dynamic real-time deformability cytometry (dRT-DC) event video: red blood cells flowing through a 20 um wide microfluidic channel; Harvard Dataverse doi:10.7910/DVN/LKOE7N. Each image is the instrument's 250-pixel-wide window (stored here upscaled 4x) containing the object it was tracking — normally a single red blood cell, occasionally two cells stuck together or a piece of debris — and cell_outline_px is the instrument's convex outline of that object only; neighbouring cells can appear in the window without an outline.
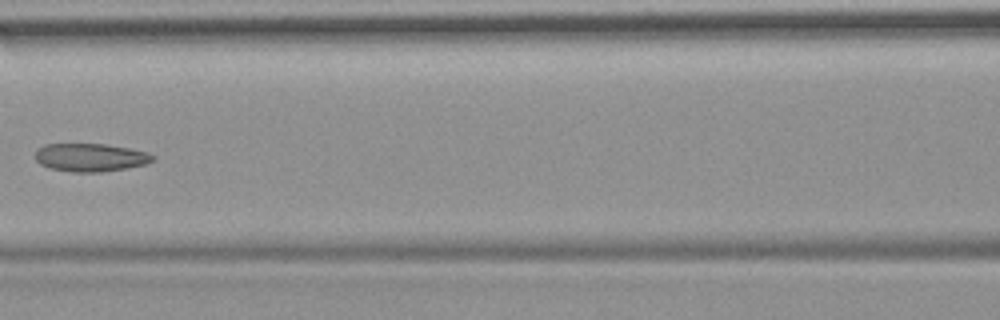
{"species": "common noctule bat (a hibernating species)", "species_latin": "Nyctalus noctula", "temperature_condition": "room temperature", "stored_images_in_passage": 6, "camera_frame_rate_fps": 3000, "um_per_image_px": 0.085, "animal": {"sex": "female", "body_mass_g": 19.9}, "frame": {"image": 1, "passage_image": 5, "time_ms": 5.667, "image_size_px": [1000, 320], "cell_outline_px": [[156, 156], [152, 160], [144, 164], [128, 168], [100, 172], [72, 172], [48, 168], [40, 164], [36, 160], [36, 148], [44, 144], [104, 144], [128, 148], [148, 152]], "centroid_in_image_um": [7.66, 13.38], "position_along_channel_um": 158.9, "area_um2": 19.31}}
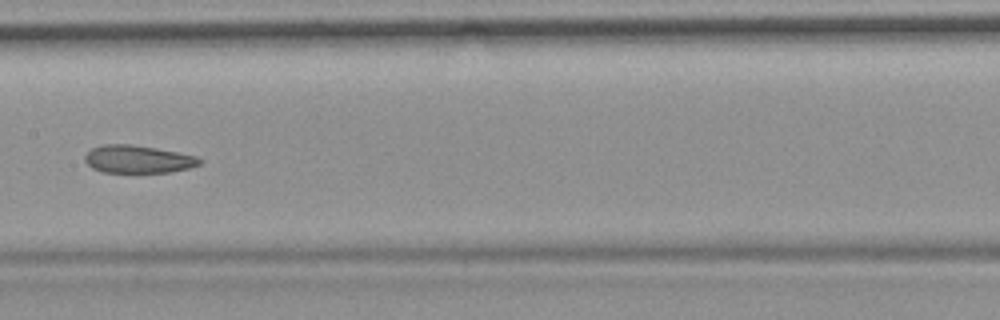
{"frame": {"image": 2, "passage_image": 6, "time_ms": 6.667, "image_size_px": [1000, 320], "cell_outline_px": [[204, 160], [200, 164], [188, 168], [172, 172], [104, 172], [92, 168], [84, 160], [84, 156], [92, 148], [100, 144], [128, 144], [156, 148], [196, 156]], "centroid_in_image_um": [11.72, 13.53], "position_along_channel_um": 195.7, "area_um2": 18.5}}